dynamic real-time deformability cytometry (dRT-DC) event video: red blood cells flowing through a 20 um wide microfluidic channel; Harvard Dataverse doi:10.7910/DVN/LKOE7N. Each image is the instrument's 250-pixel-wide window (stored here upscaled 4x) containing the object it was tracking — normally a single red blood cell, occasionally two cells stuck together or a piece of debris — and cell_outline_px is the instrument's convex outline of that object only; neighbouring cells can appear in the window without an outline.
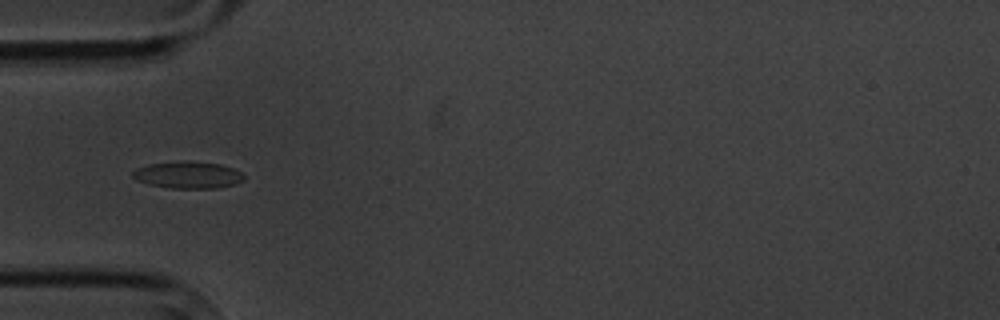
{"species": "common noctule bat (a hibernating species)", "species_latin": "Nyctalus noctula", "temperature_condition": "cold", "stored_images_in_passage": 12, "camera_frame_rate_fps": 3000, "um_per_image_px": 0.085, "animal": {"sex": "male", "body_mass_g": 20.1, "forearm_length_mm": 53.5}, "frame": {"image": 1, "passage_image": 2, "time_ms": 1.0, "image_size_px": [1000, 320], "cell_outline_px": [[244, 180], [236, 184], [220, 188], [168, 188], [148, 184], [136, 180], [132, 176], [132, 172], [136, 168], [148, 164], [184, 160], [188, 160], [220, 164], [232, 168], [240, 172], [244, 176]], "centroid_in_image_um": [15.96, 14.87], "position_along_channel_um": 69.0, "area_um2": 17.69}}
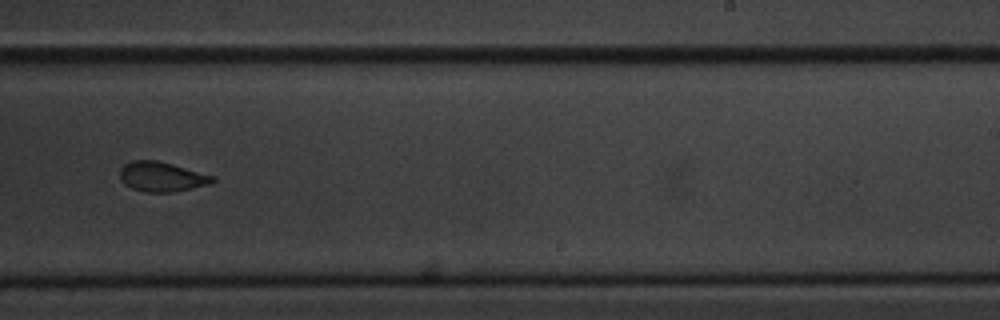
{"frame": {"image": 2, "passage_image": 7, "time_ms": 7.0, "image_size_px": [1000, 320], "cell_outline_px": [[216, 180], [208, 184], [172, 192], [148, 192], [132, 188], [124, 184], [120, 180], [120, 168], [124, 164], [132, 160], [156, 160], [172, 164], [216, 176]], "centroid_in_image_um": [13.73, 15.01], "position_along_channel_um": 275.3, "area_um2": 16.01}}
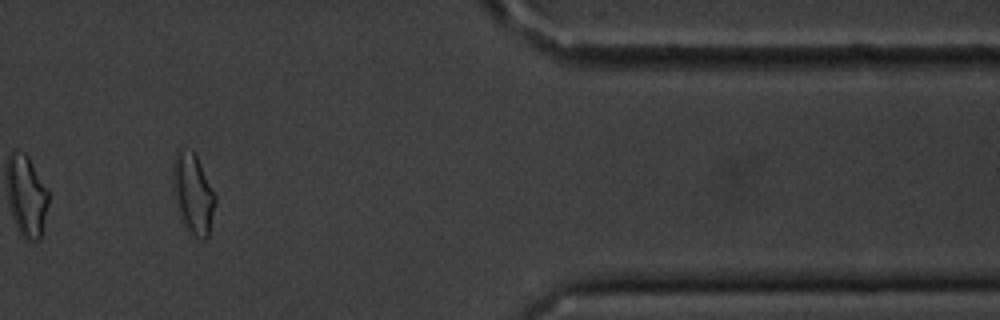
{"frame": {"image": 3, "passage_image": 10, "time_ms": 11.333, "image_size_px": [1000, 320], "cell_outline_px": [[216, 200], [208, 236], [204, 240], [200, 240], [188, 232], [176, 208], [172, 192], [172, 168], [176, 148], [180, 144], [192, 148], [216, 196]], "centroid_in_image_um": [16.35, 16.39], "position_along_channel_um": 395.0, "area_um2": 20.46}, "authors_computed_cell_mechanics": {"area_um2": 17.1955, "velocity_mm_per_s": 3.4328, "shape_relaxation_time_tau1_ms": 4.3709, "shape_relaxation_time_tau2_ms": 1.2066, "deformation_change_tau1": 0.1028, "deformation_change_tau2": 0.0488}}